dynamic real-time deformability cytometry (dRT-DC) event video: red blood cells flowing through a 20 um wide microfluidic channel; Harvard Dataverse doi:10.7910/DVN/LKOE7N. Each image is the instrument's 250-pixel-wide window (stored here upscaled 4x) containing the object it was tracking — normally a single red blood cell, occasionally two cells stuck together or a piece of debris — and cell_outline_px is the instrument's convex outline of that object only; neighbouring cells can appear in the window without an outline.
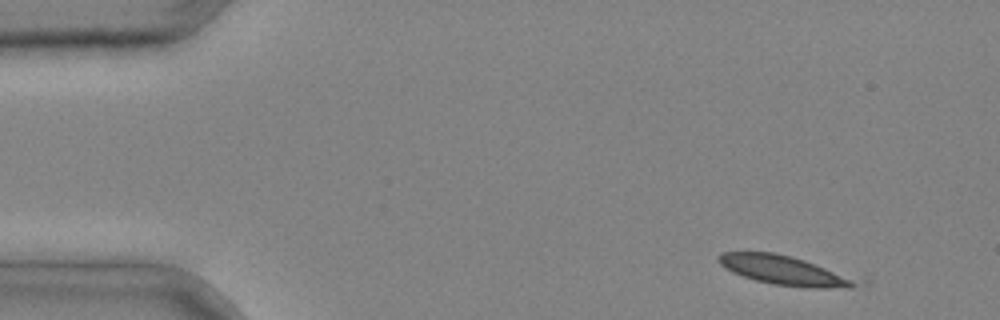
{"species": "common noctule bat (a hibernating species)", "species_latin": "Nyctalus noctula", "temperature_condition": "cold", "stored_images_in_passage": 2, "camera_frame_rate_fps": 3000, "um_per_image_px": 0.085, "animal": {"sex": "male", "body_mass_g": 20.4}, "frame": {"image": 1, "passage_image": 1, "time_ms": 0.0, "image_size_px": [1000, 320], "cell_outline_px": [[872, 280], [868, 284], [852, 288], [812, 288], [772, 284], [756, 280], [732, 272], [724, 268], [720, 264], [716, 256], [720, 252], [776, 252], [792, 256], [864, 276]], "centroid_in_image_um": [67.04, 23.0], "position_along_channel_um": 18.0, "area_um2": 25.26}}